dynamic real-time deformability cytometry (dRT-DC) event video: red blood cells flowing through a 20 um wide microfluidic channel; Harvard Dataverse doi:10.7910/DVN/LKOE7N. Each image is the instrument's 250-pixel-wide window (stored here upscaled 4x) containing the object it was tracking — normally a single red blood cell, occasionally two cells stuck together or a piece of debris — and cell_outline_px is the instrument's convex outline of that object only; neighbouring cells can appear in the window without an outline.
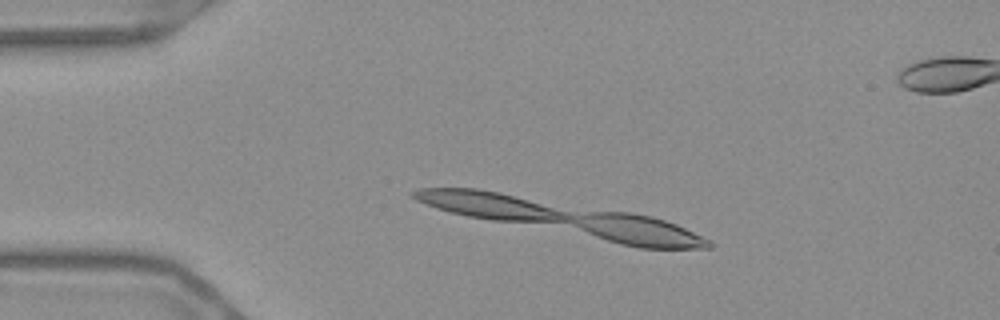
{"species": "Egyptian fruit bat (a non-hibernating species)", "species_latin": "Rousettus aegyptiacus", "temperature_condition": "warm", "stored_images_in_passage": 44, "camera_frame_rate_fps": 3000, "um_per_image_px": 0.085, "frame": {"image": 1, "passage_image": 1, "time_ms": 0.0, "image_size_px": [1000, 320], "cell_outline_px": [[696, 244], [684, 248], [652, 248], [628, 244], [612, 240], [592, 232], [588, 228], [608, 216], [644, 216], [660, 220], [672, 224], [696, 236]], "centroid_in_image_um": [54.7, 19.74], "position_along_channel_um": 30.3, "area_um2": 17.46}}
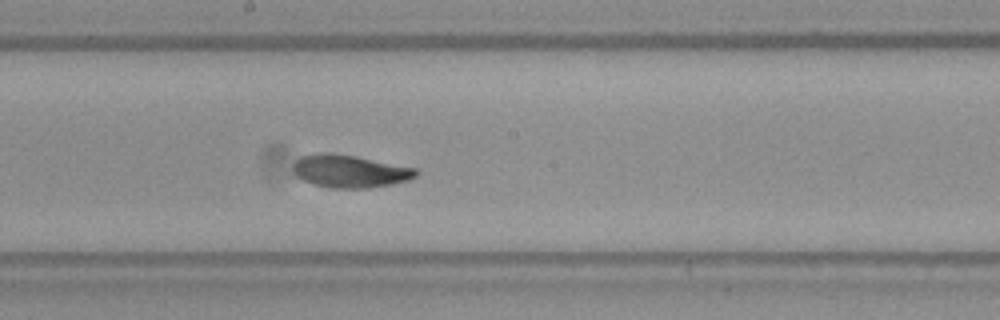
{"frame": {"image": 2, "passage_image": 21, "time_ms": 6.667, "image_size_px": [1000, 320], "cell_outline_px": [[416, 172], [412, 176], [396, 180], [376, 184], [328, 184], [312, 180], [304, 176], [296, 168], [300, 160], [312, 156], [344, 156], [404, 168]], "centroid_in_image_um": [29.72, 14.51], "position_along_channel_um": 218.5, "area_um2": 17.51}}
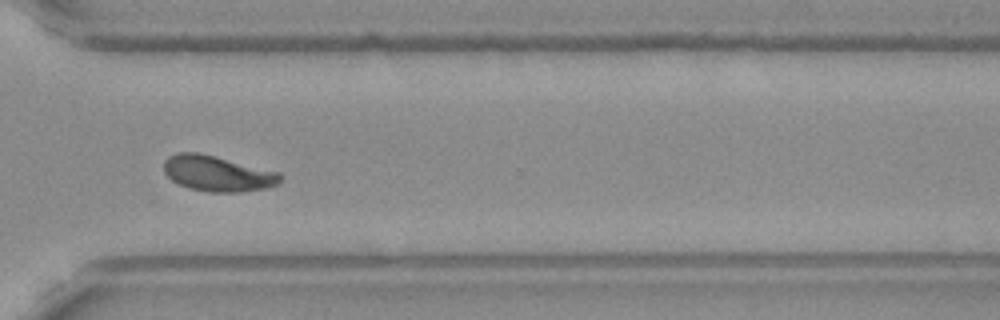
{"frame": {"image": 3, "passage_image": 32, "time_ms": 10.333, "image_size_px": [1000, 320], "cell_outline_px": [[280, 176], [276, 180], [268, 184], [248, 188], [196, 188], [184, 184], [176, 180], [168, 172], [168, 160], [172, 156], [208, 156]], "centroid_in_image_um": [18.36, 14.73], "position_along_channel_um": 352.2, "area_um2": 18.5}, "authors_computed_cell_mechanics": {"area_um2": 18.5538, "velocity_mm_per_s": 3.6426, "shape_relaxation_time_tau1_ms": null, "shape_relaxation_time_tau2_ms": 2.8126, "deformation_change_tau1": null, "deformation_change_tau2": 0.0711}}